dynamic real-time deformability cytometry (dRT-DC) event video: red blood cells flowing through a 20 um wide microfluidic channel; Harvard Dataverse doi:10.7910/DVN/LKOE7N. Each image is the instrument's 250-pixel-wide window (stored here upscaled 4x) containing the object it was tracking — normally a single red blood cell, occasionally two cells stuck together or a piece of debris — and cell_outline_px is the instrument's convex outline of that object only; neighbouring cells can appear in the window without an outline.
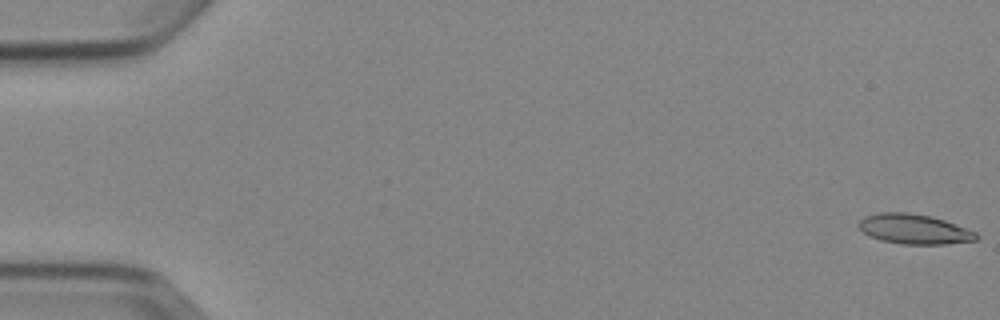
{"species": "Egyptian fruit bat (a non-hibernating species)", "species_latin": "Rousettus aegyptiacus", "temperature_condition": "cold", "stored_images_in_passage": 6, "camera_frame_rate_fps": 3000, "um_per_image_px": 0.085, "animal": {"sex": "female"}, "frame": {"image": 1, "passage_image": 1, "time_ms": 0.0, "image_size_px": [1000, 320], "cell_outline_px": [[980, 236], [976, 240], [944, 244], [904, 244], [880, 240], [864, 232], [860, 228], [860, 220], [864, 216], [880, 212], [908, 212], [932, 216], [944, 220], [976, 232]], "centroid_in_image_um": [77.72, 19.46], "position_along_channel_um": 7.3, "area_um2": 20.29}}
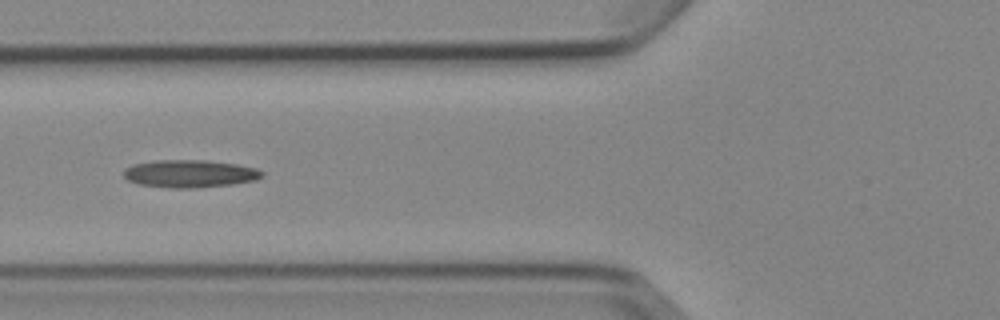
{"frame": {"image": 2, "passage_image": 6, "time_ms": 6.667, "image_size_px": [1000, 320], "cell_outline_px": [[264, 176], [256, 180], [232, 184], [196, 188], [168, 188], [140, 184], [128, 180], [124, 176], [124, 168], [132, 164], [156, 160], [204, 160], [236, 164], [256, 168], [264, 172]], "centroid_in_image_um": [16.14, 14.76], "position_along_channel_um": 109.7, "area_um2": 22.37}}